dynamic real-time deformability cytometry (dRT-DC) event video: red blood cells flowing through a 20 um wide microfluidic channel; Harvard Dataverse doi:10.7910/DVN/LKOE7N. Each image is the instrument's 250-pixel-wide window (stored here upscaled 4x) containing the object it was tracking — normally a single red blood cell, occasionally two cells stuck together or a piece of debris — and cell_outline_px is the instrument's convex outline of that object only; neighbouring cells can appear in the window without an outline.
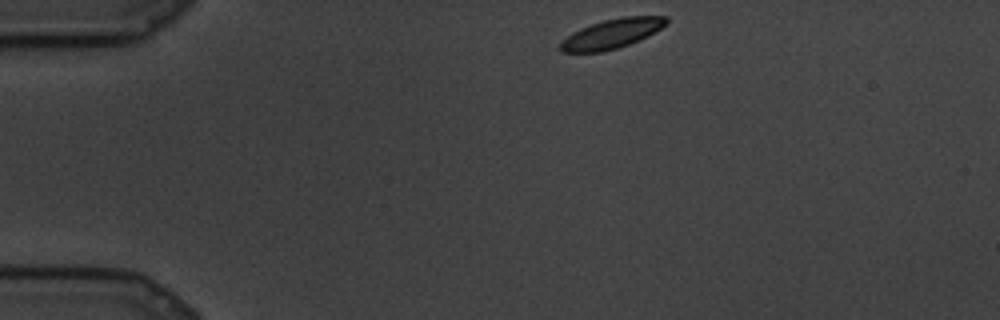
{"species": "common noctule bat (a hibernating species)", "species_latin": "Nyctalus noctula", "temperature_condition": "cold", "stored_images_in_passage": 69, "camera_frame_rate_fps": 3000, "um_per_image_px": 0.085, "animal": {"sex": "male", "body_mass_g": 19.5, "forearm_length_mm": 54.6}, "frame": {"image": 1, "passage_image": 1, "time_ms": 0.0, "image_size_px": [1000, 320], "cell_outline_px": [[668, 24], [648, 36], [640, 40], [616, 48], [600, 52], [560, 52], [560, 44], [572, 32], [580, 28], [604, 20], [624, 16], [668, 16]], "centroid_in_image_um": [52.04, 2.85], "position_along_channel_um": 33.0, "area_um2": 18.09}}
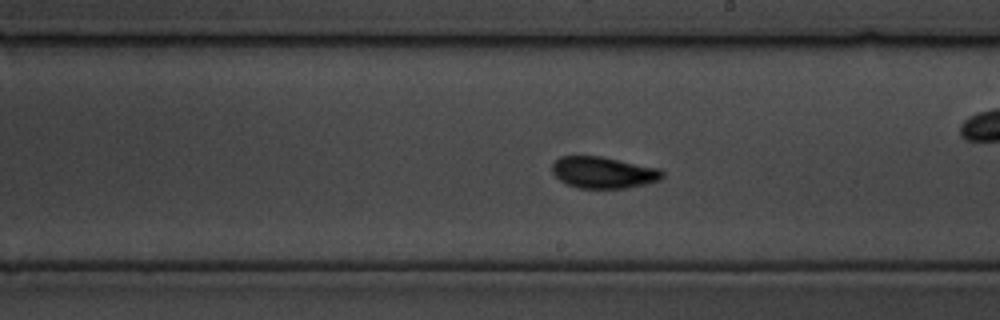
{"frame": {"image": 2, "passage_image": 32, "time_ms": 10.333, "image_size_px": [1000, 320], "cell_outline_px": [[664, 176], [660, 180], [644, 184], [624, 188], [580, 188], [568, 184], [560, 180], [552, 172], [552, 164], [560, 156], [600, 156], [660, 168], [664, 172]], "centroid_in_image_um": [51.3, 14.65], "position_along_channel_um": 237.7, "area_um2": 20.17}}
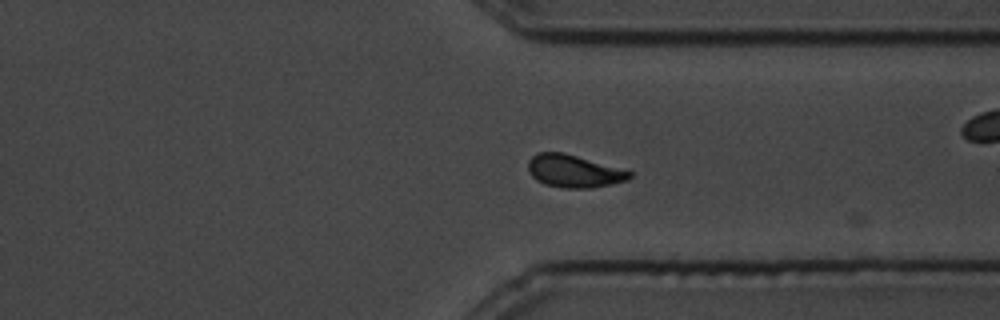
{"frame": {"image": 3, "passage_image": 48, "time_ms": 15.667, "image_size_px": [1000, 320], "cell_outline_px": [[632, 176], [628, 180], [612, 184], [592, 188], [564, 188], [544, 184], [536, 180], [528, 172], [528, 160], [536, 152], [564, 152], [632, 172]], "centroid_in_image_um": [48.74, 14.55], "position_along_channel_um": 362.7, "area_um2": 19.31}}